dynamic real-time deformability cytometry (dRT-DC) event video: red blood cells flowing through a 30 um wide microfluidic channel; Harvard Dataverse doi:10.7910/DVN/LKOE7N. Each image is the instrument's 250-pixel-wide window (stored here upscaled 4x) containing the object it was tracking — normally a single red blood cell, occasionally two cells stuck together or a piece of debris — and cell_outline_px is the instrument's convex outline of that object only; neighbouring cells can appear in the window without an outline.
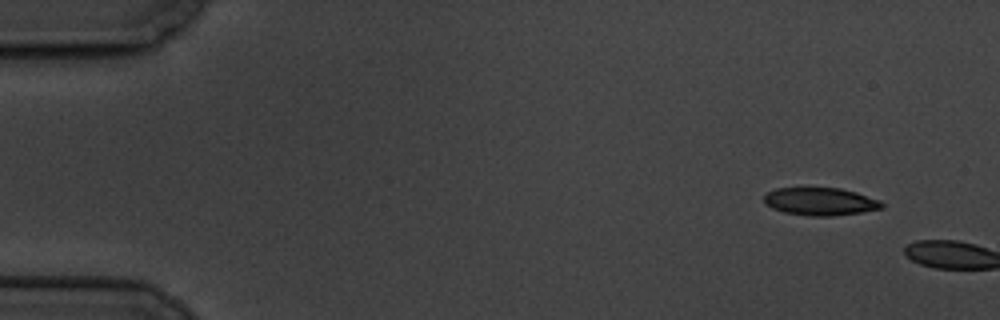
{"species": "common noctule bat (a hibernating species)", "species_latin": "Nyctalus noctula", "temperature_condition": "cold", "stored_images_in_passage": 2, "camera_frame_rate_fps": 3000, "um_per_image_px": 0.085, "animal": {"sex": "male", "body_mass_g": 19.5, "forearm_length_mm": 54.6}, "frame": {"image": 1, "passage_image": 1, "time_ms": 0.0, "image_size_px": [1000, 320], "cell_outline_px": [[884, 208], [860, 212], [832, 216], [808, 216], [784, 212], [772, 208], [764, 200], [764, 196], [768, 192], [776, 188], [840, 188], [856, 192], [880, 200], [884, 204]], "centroid_in_image_um": [69.75, 17.13], "position_along_channel_um": 15.3, "area_um2": 18.96}}